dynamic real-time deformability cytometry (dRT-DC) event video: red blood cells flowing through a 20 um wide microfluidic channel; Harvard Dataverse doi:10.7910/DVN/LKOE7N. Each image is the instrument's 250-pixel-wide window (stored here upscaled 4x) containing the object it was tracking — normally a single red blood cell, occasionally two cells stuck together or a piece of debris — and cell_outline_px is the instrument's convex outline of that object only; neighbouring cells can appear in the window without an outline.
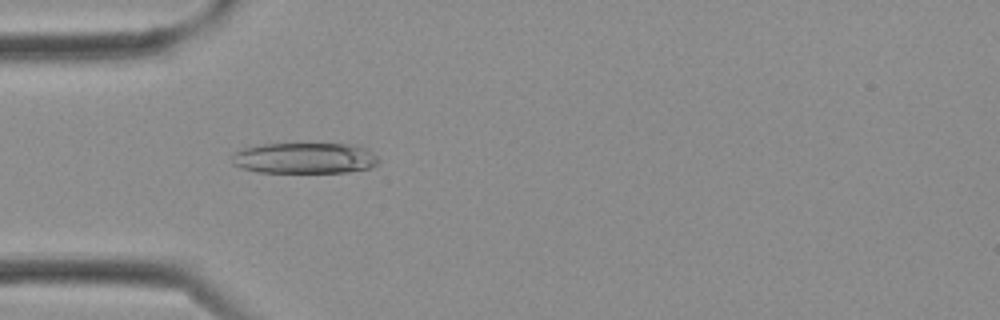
{"species": "Egyptian fruit bat (a non-hibernating species)", "species_latin": "Rousettus aegyptiacus", "temperature_condition": "cold", "stored_images_in_passage": 3, "camera_frame_rate_fps": 3000, "um_per_image_px": 0.085, "frame": {"image": 1, "passage_image": 3, "time_ms": 0.667, "image_size_px": [1000, 320], "cell_outline_px": [[380, 160], [372, 168], [348, 172], [256, 172], [232, 164], [232, 156], [236, 152], [244, 148], [264, 144], [356, 144], [364, 148], [376, 156]], "centroid_in_image_um": [25.92, 13.44], "position_along_channel_um": 59.1, "area_um2": 26.3}}